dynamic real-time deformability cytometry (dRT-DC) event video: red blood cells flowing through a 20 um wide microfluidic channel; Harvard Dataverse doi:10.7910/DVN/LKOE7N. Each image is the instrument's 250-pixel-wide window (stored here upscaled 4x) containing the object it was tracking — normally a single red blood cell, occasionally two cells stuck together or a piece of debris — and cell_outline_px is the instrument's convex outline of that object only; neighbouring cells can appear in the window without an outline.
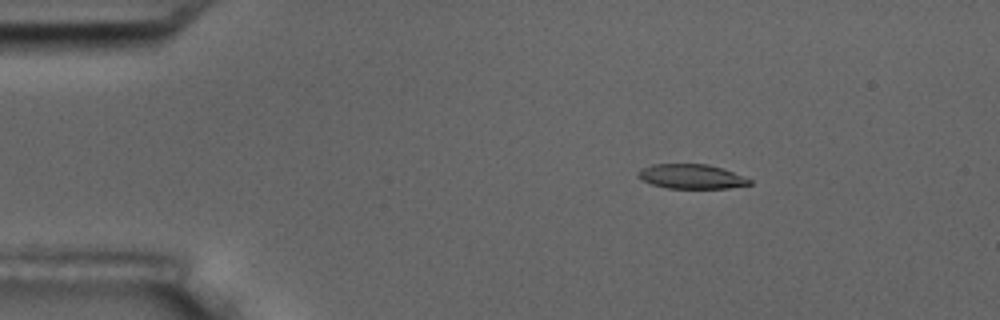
{"species": "common noctule bat (a hibernating species)", "species_latin": "Nyctalus noctula", "temperature_condition": "room temperature", "stored_images_in_passage": 7, "camera_frame_rate_fps": 3000, "um_per_image_px": 0.085, "animal": {"sex": "male", "body_mass_g": 17.5, "forearm_length_mm": 52.3}, "frame": {"image": 1, "passage_image": 2, "time_ms": 1.333, "image_size_px": [1000, 320], "cell_outline_px": [[752, 184], [728, 188], [668, 188], [652, 184], [636, 176], [640, 168], [652, 164], [708, 164], [732, 172], [752, 180]], "centroid_in_image_um": [58.74, 15.0], "position_along_channel_um": 26.3, "area_um2": 15.78}}
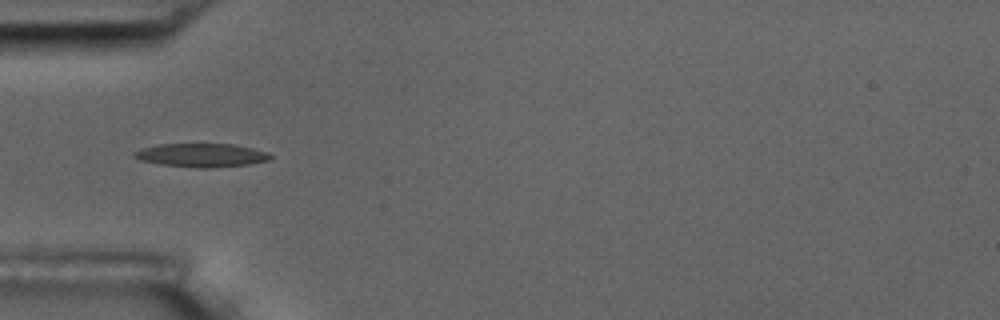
{"frame": {"image": 2, "passage_image": 4, "time_ms": 4.333, "image_size_px": [1000, 320], "cell_outline_px": [[272, 160], [248, 164], [208, 168], [196, 168], [160, 164], [140, 160], [132, 156], [132, 152], [140, 148], [156, 144], [232, 144], [252, 148], [268, 152], [272, 156]], "centroid_in_image_um": [17.09, 13.19], "position_along_channel_um": 67.9, "area_um2": 18.84}}
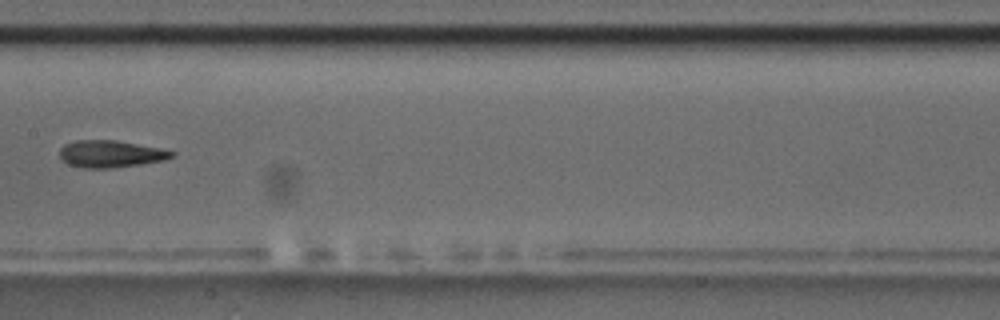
{"frame": {"image": 3, "passage_image": 7, "time_ms": 8.0, "image_size_px": [1000, 320], "cell_outline_px": [[176, 156], [164, 160], [140, 164], [112, 168], [80, 168], [68, 164], [60, 156], [60, 148], [64, 144], [76, 140], [116, 140], [160, 148], [176, 152]], "centroid_in_image_um": [9.41, 13.08], "position_along_channel_um": 198.0, "area_um2": 17.74}}